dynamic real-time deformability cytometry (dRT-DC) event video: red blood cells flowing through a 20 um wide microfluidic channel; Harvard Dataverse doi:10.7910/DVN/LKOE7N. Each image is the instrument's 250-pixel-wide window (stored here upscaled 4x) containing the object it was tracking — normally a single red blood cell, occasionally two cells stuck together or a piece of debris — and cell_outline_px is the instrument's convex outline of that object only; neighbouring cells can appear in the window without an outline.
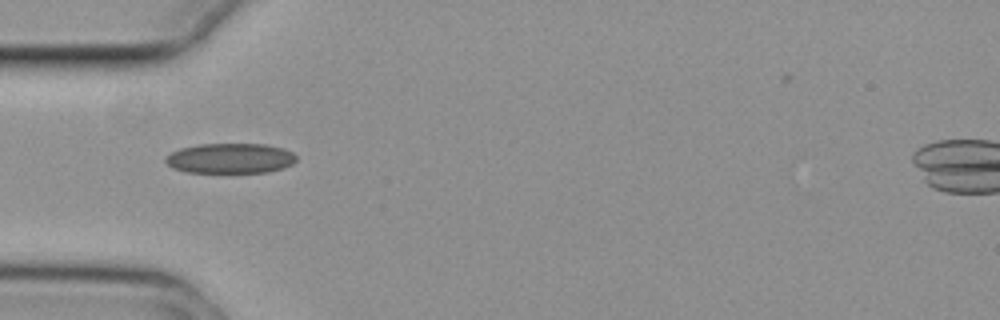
{"species": "common noctule bat (a hibernating species)", "species_latin": "Nyctalus noctula", "temperature_condition": "cold", "stored_images_in_passage": 29, "camera_frame_rate_fps": 3000, "um_per_image_px": 0.085, "animal": {"sex": "female", "body_mass_g": 29.2, "forearm_length_mm": 56.3}, "frame": {"image": 1, "passage_image": 1, "time_ms": 0.0, "image_size_px": [1000, 320], "cell_outline_px": [[296, 160], [292, 164], [284, 168], [268, 172], [188, 172], [172, 168], [164, 160], [164, 156], [180, 148], [200, 144], [264, 144], [284, 148], [292, 152], [296, 156]], "centroid_in_image_um": [19.57, 13.45], "position_along_channel_um": 65.4, "area_um2": 23.0}}
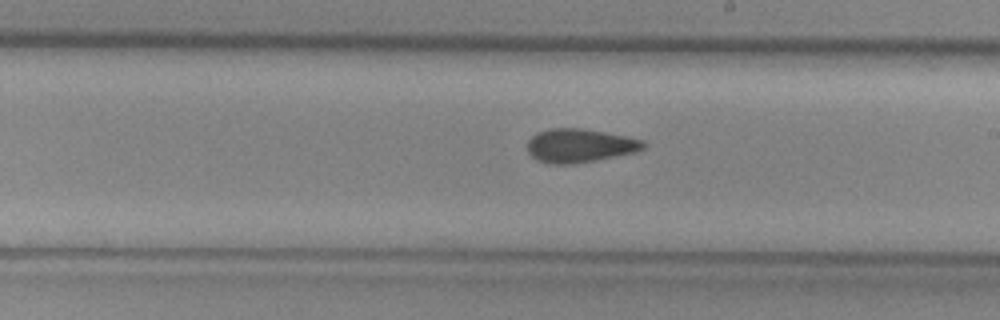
{"frame": {"image": 2, "passage_image": 15, "time_ms": 4.667, "image_size_px": [1000, 320], "cell_outline_px": [[644, 148], [636, 152], [576, 164], [548, 164], [536, 160], [528, 152], [528, 140], [536, 132], [548, 128], [584, 128], [644, 140]], "centroid_in_image_um": [49.24, 12.38], "position_along_channel_um": 239.8, "area_um2": 22.89}}
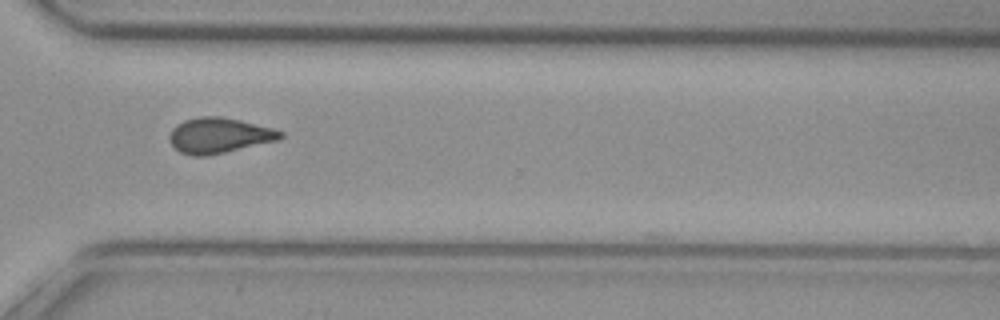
{"frame": {"image": 3, "passage_image": 24, "time_ms": 7.667, "image_size_px": [1000, 320], "cell_outline_px": [[284, 136], [280, 140], [208, 156], [192, 156], [180, 152], [168, 140], [168, 136], [172, 128], [176, 124], [184, 120], [200, 116], [220, 116], [240, 120], [272, 128], [284, 132]], "centroid_in_image_um": [18.62, 11.51], "position_along_channel_um": 352.0, "area_um2": 23.12}}